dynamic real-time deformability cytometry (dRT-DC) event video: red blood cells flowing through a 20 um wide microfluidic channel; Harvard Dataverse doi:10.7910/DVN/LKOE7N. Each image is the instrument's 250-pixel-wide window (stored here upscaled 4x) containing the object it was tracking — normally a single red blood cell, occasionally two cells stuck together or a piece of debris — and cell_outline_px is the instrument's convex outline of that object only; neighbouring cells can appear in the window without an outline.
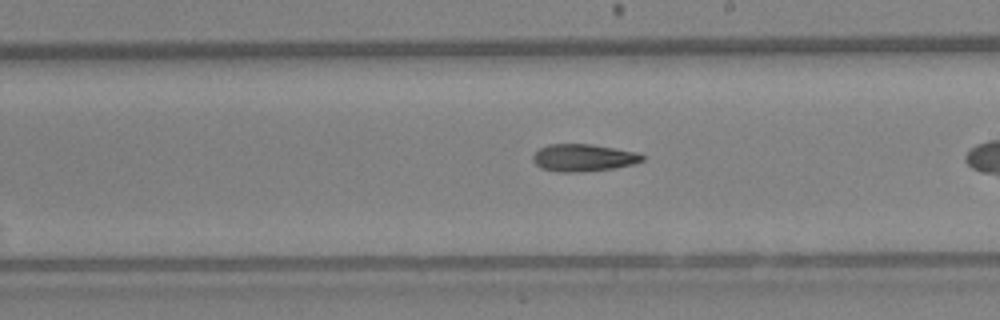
{"species": "Egyptian fruit bat (a non-hibernating species)", "species_latin": "Rousettus aegyptiacus", "temperature_condition": "warm", "stored_images_in_passage": 25, "segment_of_instrument_passage": [2, 2], "camera_frame_rate_fps": 3000, "um_per_image_px": 0.085, "animal": {"sex": "female"}, "frame": {"image": 1, "passage_image": 15, "time_ms": 4.667, "image_size_px": [1000, 320], "cell_outline_px": [[644, 160], [632, 164], [612, 168], [576, 172], [560, 172], [540, 168], [532, 160], [532, 156], [540, 148], [548, 144], [592, 144], [636, 152], [644, 156]], "centroid_in_image_um": [49.55, 13.4], "position_along_channel_um": 239.4, "area_um2": 17.22}}
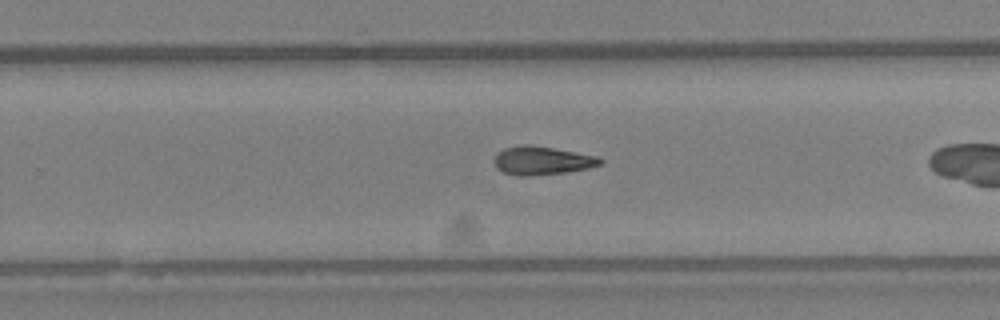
{"frame": {"image": 2, "passage_image": 18, "time_ms": 5.667, "image_size_px": [1000, 320], "cell_outline_px": [[604, 160], [600, 164], [588, 168], [568, 172], [528, 176], [520, 176], [504, 172], [496, 168], [492, 160], [496, 152], [504, 148], [520, 144], [528, 144], [552, 148], [596, 156]], "centroid_in_image_um": [46.0, 13.64], "position_along_channel_um": 283.8, "area_um2": 17.63}}